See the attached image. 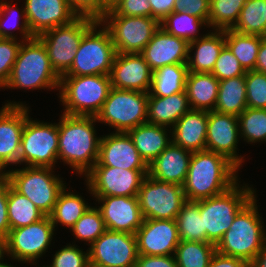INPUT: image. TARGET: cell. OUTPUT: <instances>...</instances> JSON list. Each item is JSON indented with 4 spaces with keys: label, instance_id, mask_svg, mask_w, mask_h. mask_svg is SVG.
Masks as SVG:
<instances>
[{
    "label": "cell",
    "instance_id": "57",
    "mask_svg": "<svg viewBox=\"0 0 266 267\" xmlns=\"http://www.w3.org/2000/svg\"><path fill=\"white\" fill-rule=\"evenodd\" d=\"M121 0H99L101 7L107 12L113 10Z\"/></svg>",
    "mask_w": 266,
    "mask_h": 267
},
{
    "label": "cell",
    "instance_id": "11",
    "mask_svg": "<svg viewBox=\"0 0 266 267\" xmlns=\"http://www.w3.org/2000/svg\"><path fill=\"white\" fill-rule=\"evenodd\" d=\"M96 22L93 18L78 16L71 23L55 27L38 36L47 49L53 70L60 78L72 66L83 35Z\"/></svg>",
    "mask_w": 266,
    "mask_h": 267
},
{
    "label": "cell",
    "instance_id": "34",
    "mask_svg": "<svg viewBox=\"0 0 266 267\" xmlns=\"http://www.w3.org/2000/svg\"><path fill=\"white\" fill-rule=\"evenodd\" d=\"M17 5L13 0H0V38L27 41L34 36L27 24L24 5Z\"/></svg>",
    "mask_w": 266,
    "mask_h": 267
},
{
    "label": "cell",
    "instance_id": "1",
    "mask_svg": "<svg viewBox=\"0 0 266 267\" xmlns=\"http://www.w3.org/2000/svg\"><path fill=\"white\" fill-rule=\"evenodd\" d=\"M59 117L58 162L69 166L73 175L83 178L97 163L99 156L102 135H97V118L62 112Z\"/></svg>",
    "mask_w": 266,
    "mask_h": 267
},
{
    "label": "cell",
    "instance_id": "30",
    "mask_svg": "<svg viewBox=\"0 0 266 267\" xmlns=\"http://www.w3.org/2000/svg\"><path fill=\"white\" fill-rule=\"evenodd\" d=\"M219 80L212 73L188 72L185 91L191 109L214 111Z\"/></svg>",
    "mask_w": 266,
    "mask_h": 267
},
{
    "label": "cell",
    "instance_id": "53",
    "mask_svg": "<svg viewBox=\"0 0 266 267\" xmlns=\"http://www.w3.org/2000/svg\"><path fill=\"white\" fill-rule=\"evenodd\" d=\"M152 8V18L159 23L174 11L176 0H148Z\"/></svg>",
    "mask_w": 266,
    "mask_h": 267
},
{
    "label": "cell",
    "instance_id": "12",
    "mask_svg": "<svg viewBox=\"0 0 266 267\" xmlns=\"http://www.w3.org/2000/svg\"><path fill=\"white\" fill-rule=\"evenodd\" d=\"M55 234L50 216L28 226L11 229L6 237L8 258L21 266L38 263L47 256L48 249L52 251L50 247L55 243Z\"/></svg>",
    "mask_w": 266,
    "mask_h": 267
},
{
    "label": "cell",
    "instance_id": "47",
    "mask_svg": "<svg viewBox=\"0 0 266 267\" xmlns=\"http://www.w3.org/2000/svg\"><path fill=\"white\" fill-rule=\"evenodd\" d=\"M23 41L0 38V91L8 81Z\"/></svg>",
    "mask_w": 266,
    "mask_h": 267
},
{
    "label": "cell",
    "instance_id": "40",
    "mask_svg": "<svg viewBox=\"0 0 266 267\" xmlns=\"http://www.w3.org/2000/svg\"><path fill=\"white\" fill-rule=\"evenodd\" d=\"M216 245L208 242L180 241L174 257L177 267H208Z\"/></svg>",
    "mask_w": 266,
    "mask_h": 267
},
{
    "label": "cell",
    "instance_id": "6",
    "mask_svg": "<svg viewBox=\"0 0 266 267\" xmlns=\"http://www.w3.org/2000/svg\"><path fill=\"white\" fill-rule=\"evenodd\" d=\"M242 181L240 179L220 195L198 200L208 243L217 245L229 230L236 214L256 195L257 188Z\"/></svg>",
    "mask_w": 266,
    "mask_h": 267
},
{
    "label": "cell",
    "instance_id": "58",
    "mask_svg": "<svg viewBox=\"0 0 266 267\" xmlns=\"http://www.w3.org/2000/svg\"><path fill=\"white\" fill-rule=\"evenodd\" d=\"M8 253H7V240L0 239V264L7 260Z\"/></svg>",
    "mask_w": 266,
    "mask_h": 267
},
{
    "label": "cell",
    "instance_id": "28",
    "mask_svg": "<svg viewBox=\"0 0 266 267\" xmlns=\"http://www.w3.org/2000/svg\"><path fill=\"white\" fill-rule=\"evenodd\" d=\"M127 133L148 165L172 143V130L166 126L145 123Z\"/></svg>",
    "mask_w": 266,
    "mask_h": 267
},
{
    "label": "cell",
    "instance_id": "29",
    "mask_svg": "<svg viewBox=\"0 0 266 267\" xmlns=\"http://www.w3.org/2000/svg\"><path fill=\"white\" fill-rule=\"evenodd\" d=\"M186 91L171 96H148L147 123L172 128L190 110Z\"/></svg>",
    "mask_w": 266,
    "mask_h": 267
},
{
    "label": "cell",
    "instance_id": "19",
    "mask_svg": "<svg viewBox=\"0 0 266 267\" xmlns=\"http://www.w3.org/2000/svg\"><path fill=\"white\" fill-rule=\"evenodd\" d=\"M100 210L106 229L136 234L143 223L138 196H91Z\"/></svg>",
    "mask_w": 266,
    "mask_h": 267
},
{
    "label": "cell",
    "instance_id": "20",
    "mask_svg": "<svg viewBox=\"0 0 266 267\" xmlns=\"http://www.w3.org/2000/svg\"><path fill=\"white\" fill-rule=\"evenodd\" d=\"M110 130L101 136L98 160L93 167L148 170V164L140 156L129 134Z\"/></svg>",
    "mask_w": 266,
    "mask_h": 267
},
{
    "label": "cell",
    "instance_id": "5",
    "mask_svg": "<svg viewBox=\"0 0 266 267\" xmlns=\"http://www.w3.org/2000/svg\"><path fill=\"white\" fill-rule=\"evenodd\" d=\"M111 89L110 75L62 76L59 93L62 113L96 117Z\"/></svg>",
    "mask_w": 266,
    "mask_h": 267
},
{
    "label": "cell",
    "instance_id": "46",
    "mask_svg": "<svg viewBox=\"0 0 266 267\" xmlns=\"http://www.w3.org/2000/svg\"><path fill=\"white\" fill-rule=\"evenodd\" d=\"M211 73L220 81L245 75L246 70L239 63L229 47L225 45Z\"/></svg>",
    "mask_w": 266,
    "mask_h": 267
},
{
    "label": "cell",
    "instance_id": "13",
    "mask_svg": "<svg viewBox=\"0 0 266 267\" xmlns=\"http://www.w3.org/2000/svg\"><path fill=\"white\" fill-rule=\"evenodd\" d=\"M99 21L110 32L117 53H141L160 27L146 16L104 15Z\"/></svg>",
    "mask_w": 266,
    "mask_h": 267
},
{
    "label": "cell",
    "instance_id": "62",
    "mask_svg": "<svg viewBox=\"0 0 266 267\" xmlns=\"http://www.w3.org/2000/svg\"><path fill=\"white\" fill-rule=\"evenodd\" d=\"M68 2H69V4H70V6H71V8L74 10V12H75V0H68Z\"/></svg>",
    "mask_w": 266,
    "mask_h": 267
},
{
    "label": "cell",
    "instance_id": "23",
    "mask_svg": "<svg viewBox=\"0 0 266 267\" xmlns=\"http://www.w3.org/2000/svg\"><path fill=\"white\" fill-rule=\"evenodd\" d=\"M152 75L141 53H117L110 73L111 87L149 93Z\"/></svg>",
    "mask_w": 266,
    "mask_h": 267
},
{
    "label": "cell",
    "instance_id": "39",
    "mask_svg": "<svg viewBox=\"0 0 266 267\" xmlns=\"http://www.w3.org/2000/svg\"><path fill=\"white\" fill-rule=\"evenodd\" d=\"M231 29L241 34L266 37V0H246Z\"/></svg>",
    "mask_w": 266,
    "mask_h": 267
},
{
    "label": "cell",
    "instance_id": "22",
    "mask_svg": "<svg viewBox=\"0 0 266 267\" xmlns=\"http://www.w3.org/2000/svg\"><path fill=\"white\" fill-rule=\"evenodd\" d=\"M23 1L27 24L34 37L55 27L67 25L78 17L68 0Z\"/></svg>",
    "mask_w": 266,
    "mask_h": 267
},
{
    "label": "cell",
    "instance_id": "60",
    "mask_svg": "<svg viewBox=\"0 0 266 267\" xmlns=\"http://www.w3.org/2000/svg\"><path fill=\"white\" fill-rule=\"evenodd\" d=\"M86 267H106V266H102V265L96 264V263L91 262V261L88 260V263H87Z\"/></svg>",
    "mask_w": 266,
    "mask_h": 267
},
{
    "label": "cell",
    "instance_id": "15",
    "mask_svg": "<svg viewBox=\"0 0 266 267\" xmlns=\"http://www.w3.org/2000/svg\"><path fill=\"white\" fill-rule=\"evenodd\" d=\"M30 109L25 101L10 99L5 100L0 107V173L19 166L23 127L31 115L32 109Z\"/></svg>",
    "mask_w": 266,
    "mask_h": 267
},
{
    "label": "cell",
    "instance_id": "45",
    "mask_svg": "<svg viewBox=\"0 0 266 267\" xmlns=\"http://www.w3.org/2000/svg\"><path fill=\"white\" fill-rule=\"evenodd\" d=\"M247 107L266 109V74L248 70L245 74Z\"/></svg>",
    "mask_w": 266,
    "mask_h": 267
},
{
    "label": "cell",
    "instance_id": "10",
    "mask_svg": "<svg viewBox=\"0 0 266 267\" xmlns=\"http://www.w3.org/2000/svg\"><path fill=\"white\" fill-rule=\"evenodd\" d=\"M148 92L116 89L111 87L107 99L96 116L113 132H127L147 123Z\"/></svg>",
    "mask_w": 266,
    "mask_h": 267
},
{
    "label": "cell",
    "instance_id": "17",
    "mask_svg": "<svg viewBox=\"0 0 266 267\" xmlns=\"http://www.w3.org/2000/svg\"><path fill=\"white\" fill-rule=\"evenodd\" d=\"M88 248L89 261L106 267H135L137 239L135 234L106 229Z\"/></svg>",
    "mask_w": 266,
    "mask_h": 267
},
{
    "label": "cell",
    "instance_id": "50",
    "mask_svg": "<svg viewBox=\"0 0 266 267\" xmlns=\"http://www.w3.org/2000/svg\"><path fill=\"white\" fill-rule=\"evenodd\" d=\"M10 181L5 173H0V236L7 237L10 231L7 201Z\"/></svg>",
    "mask_w": 266,
    "mask_h": 267
},
{
    "label": "cell",
    "instance_id": "52",
    "mask_svg": "<svg viewBox=\"0 0 266 267\" xmlns=\"http://www.w3.org/2000/svg\"><path fill=\"white\" fill-rule=\"evenodd\" d=\"M135 267H177V263L174 255L149 256L138 254Z\"/></svg>",
    "mask_w": 266,
    "mask_h": 267
},
{
    "label": "cell",
    "instance_id": "33",
    "mask_svg": "<svg viewBox=\"0 0 266 267\" xmlns=\"http://www.w3.org/2000/svg\"><path fill=\"white\" fill-rule=\"evenodd\" d=\"M188 74L187 63L166 65L153 71L149 96H171L184 92Z\"/></svg>",
    "mask_w": 266,
    "mask_h": 267
},
{
    "label": "cell",
    "instance_id": "8",
    "mask_svg": "<svg viewBox=\"0 0 266 267\" xmlns=\"http://www.w3.org/2000/svg\"><path fill=\"white\" fill-rule=\"evenodd\" d=\"M116 54L110 32L97 21L83 35L74 62L64 76L110 75Z\"/></svg>",
    "mask_w": 266,
    "mask_h": 267
},
{
    "label": "cell",
    "instance_id": "54",
    "mask_svg": "<svg viewBox=\"0 0 266 267\" xmlns=\"http://www.w3.org/2000/svg\"><path fill=\"white\" fill-rule=\"evenodd\" d=\"M208 267H249L244 260L215 252Z\"/></svg>",
    "mask_w": 266,
    "mask_h": 267
},
{
    "label": "cell",
    "instance_id": "9",
    "mask_svg": "<svg viewBox=\"0 0 266 267\" xmlns=\"http://www.w3.org/2000/svg\"><path fill=\"white\" fill-rule=\"evenodd\" d=\"M59 133L57 122L52 123L29 115L23 127L19 166L50 167L58 163Z\"/></svg>",
    "mask_w": 266,
    "mask_h": 267
},
{
    "label": "cell",
    "instance_id": "26",
    "mask_svg": "<svg viewBox=\"0 0 266 267\" xmlns=\"http://www.w3.org/2000/svg\"><path fill=\"white\" fill-rule=\"evenodd\" d=\"M208 111L190 109L171 128L172 142L191 152L206 150Z\"/></svg>",
    "mask_w": 266,
    "mask_h": 267
},
{
    "label": "cell",
    "instance_id": "49",
    "mask_svg": "<svg viewBox=\"0 0 266 267\" xmlns=\"http://www.w3.org/2000/svg\"><path fill=\"white\" fill-rule=\"evenodd\" d=\"M210 0H176L174 11H182L199 19L204 20L208 24L210 15Z\"/></svg>",
    "mask_w": 266,
    "mask_h": 267
},
{
    "label": "cell",
    "instance_id": "2",
    "mask_svg": "<svg viewBox=\"0 0 266 267\" xmlns=\"http://www.w3.org/2000/svg\"><path fill=\"white\" fill-rule=\"evenodd\" d=\"M239 169L223 155L209 150L192 153L183 191L186 201L220 195L240 179Z\"/></svg>",
    "mask_w": 266,
    "mask_h": 267
},
{
    "label": "cell",
    "instance_id": "3",
    "mask_svg": "<svg viewBox=\"0 0 266 267\" xmlns=\"http://www.w3.org/2000/svg\"><path fill=\"white\" fill-rule=\"evenodd\" d=\"M60 79L50 64L45 45L34 37L22 42L10 77L1 89L59 92Z\"/></svg>",
    "mask_w": 266,
    "mask_h": 267
},
{
    "label": "cell",
    "instance_id": "41",
    "mask_svg": "<svg viewBox=\"0 0 266 267\" xmlns=\"http://www.w3.org/2000/svg\"><path fill=\"white\" fill-rule=\"evenodd\" d=\"M238 122L240 137L245 145L266 143V109L247 107L238 116Z\"/></svg>",
    "mask_w": 266,
    "mask_h": 267
},
{
    "label": "cell",
    "instance_id": "16",
    "mask_svg": "<svg viewBox=\"0 0 266 267\" xmlns=\"http://www.w3.org/2000/svg\"><path fill=\"white\" fill-rule=\"evenodd\" d=\"M148 170H124L115 167H93L85 176L90 196H138Z\"/></svg>",
    "mask_w": 266,
    "mask_h": 267
},
{
    "label": "cell",
    "instance_id": "42",
    "mask_svg": "<svg viewBox=\"0 0 266 267\" xmlns=\"http://www.w3.org/2000/svg\"><path fill=\"white\" fill-rule=\"evenodd\" d=\"M105 230L102 214L96 205H93L76 221L69 232L75 238L72 244L84 241L85 246H90Z\"/></svg>",
    "mask_w": 266,
    "mask_h": 267
},
{
    "label": "cell",
    "instance_id": "56",
    "mask_svg": "<svg viewBox=\"0 0 266 267\" xmlns=\"http://www.w3.org/2000/svg\"><path fill=\"white\" fill-rule=\"evenodd\" d=\"M249 267H266V243L257 256L249 264Z\"/></svg>",
    "mask_w": 266,
    "mask_h": 267
},
{
    "label": "cell",
    "instance_id": "21",
    "mask_svg": "<svg viewBox=\"0 0 266 267\" xmlns=\"http://www.w3.org/2000/svg\"><path fill=\"white\" fill-rule=\"evenodd\" d=\"M135 235L139 255H174L180 243L176 219H144Z\"/></svg>",
    "mask_w": 266,
    "mask_h": 267
},
{
    "label": "cell",
    "instance_id": "32",
    "mask_svg": "<svg viewBox=\"0 0 266 267\" xmlns=\"http://www.w3.org/2000/svg\"><path fill=\"white\" fill-rule=\"evenodd\" d=\"M247 108L245 75L219 81L215 112L239 116Z\"/></svg>",
    "mask_w": 266,
    "mask_h": 267
},
{
    "label": "cell",
    "instance_id": "61",
    "mask_svg": "<svg viewBox=\"0 0 266 267\" xmlns=\"http://www.w3.org/2000/svg\"><path fill=\"white\" fill-rule=\"evenodd\" d=\"M34 266V267H49V265H47L46 263H44V265H42V263L40 264L39 262L38 263H30V264H27V266ZM37 265V266H36ZM42 265V266H41Z\"/></svg>",
    "mask_w": 266,
    "mask_h": 267
},
{
    "label": "cell",
    "instance_id": "43",
    "mask_svg": "<svg viewBox=\"0 0 266 267\" xmlns=\"http://www.w3.org/2000/svg\"><path fill=\"white\" fill-rule=\"evenodd\" d=\"M246 0H210L209 30L231 29Z\"/></svg>",
    "mask_w": 266,
    "mask_h": 267
},
{
    "label": "cell",
    "instance_id": "27",
    "mask_svg": "<svg viewBox=\"0 0 266 267\" xmlns=\"http://www.w3.org/2000/svg\"><path fill=\"white\" fill-rule=\"evenodd\" d=\"M225 45V30H209L203 37L189 42L188 72L211 73Z\"/></svg>",
    "mask_w": 266,
    "mask_h": 267
},
{
    "label": "cell",
    "instance_id": "36",
    "mask_svg": "<svg viewBox=\"0 0 266 267\" xmlns=\"http://www.w3.org/2000/svg\"><path fill=\"white\" fill-rule=\"evenodd\" d=\"M160 27L167 33L185 39L188 42L203 37L209 31L208 24L204 20L182 11H173L167 15L160 22ZM205 27L208 28L207 31ZM202 29L206 31L205 33L203 31V34L200 33Z\"/></svg>",
    "mask_w": 266,
    "mask_h": 267
},
{
    "label": "cell",
    "instance_id": "48",
    "mask_svg": "<svg viewBox=\"0 0 266 267\" xmlns=\"http://www.w3.org/2000/svg\"><path fill=\"white\" fill-rule=\"evenodd\" d=\"M105 15L146 16L152 17V8L148 0H121Z\"/></svg>",
    "mask_w": 266,
    "mask_h": 267
},
{
    "label": "cell",
    "instance_id": "7",
    "mask_svg": "<svg viewBox=\"0 0 266 267\" xmlns=\"http://www.w3.org/2000/svg\"><path fill=\"white\" fill-rule=\"evenodd\" d=\"M17 166L5 172L10 185L31 200L46 216L54 209L59 193L66 181L50 167ZM62 177V178H61Z\"/></svg>",
    "mask_w": 266,
    "mask_h": 267
},
{
    "label": "cell",
    "instance_id": "24",
    "mask_svg": "<svg viewBox=\"0 0 266 267\" xmlns=\"http://www.w3.org/2000/svg\"><path fill=\"white\" fill-rule=\"evenodd\" d=\"M189 42L159 27L141 54L152 71L179 63H187Z\"/></svg>",
    "mask_w": 266,
    "mask_h": 267
},
{
    "label": "cell",
    "instance_id": "44",
    "mask_svg": "<svg viewBox=\"0 0 266 267\" xmlns=\"http://www.w3.org/2000/svg\"><path fill=\"white\" fill-rule=\"evenodd\" d=\"M87 249V250H86ZM77 244L66 243L60 249L53 251L49 267H86L89 257L88 248Z\"/></svg>",
    "mask_w": 266,
    "mask_h": 267
},
{
    "label": "cell",
    "instance_id": "14",
    "mask_svg": "<svg viewBox=\"0 0 266 267\" xmlns=\"http://www.w3.org/2000/svg\"><path fill=\"white\" fill-rule=\"evenodd\" d=\"M138 201L144 219L174 220L186 198L183 186L146 175L138 192Z\"/></svg>",
    "mask_w": 266,
    "mask_h": 267
},
{
    "label": "cell",
    "instance_id": "25",
    "mask_svg": "<svg viewBox=\"0 0 266 267\" xmlns=\"http://www.w3.org/2000/svg\"><path fill=\"white\" fill-rule=\"evenodd\" d=\"M192 153L172 142L148 165V176L161 182L183 186Z\"/></svg>",
    "mask_w": 266,
    "mask_h": 267
},
{
    "label": "cell",
    "instance_id": "59",
    "mask_svg": "<svg viewBox=\"0 0 266 267\" xmlns=\"http://www.w3.org/2000/svg\"><path fill=\"white\" fill-rule=\"evenodd\" d=\"M9 261H11L12 262V264L9 262ZM8 262V263H7ZM14 262H16V261H14V260H12V259H10L9 260V258H8V260H5L4 262H2L1 264H0V267H19L16 263H15V265L13 264Z\"/></svg>",
    "mask_w": 266,
    "mask_h": 267
},
{
    "label": "cell",
    "instance_id": "35",
    "mask_svg": "<svg viewBox=\"0 0 266 267\" xmlns=\"http://www.w3.org/2000/svg\"><path fill=\"white\" fill-rule=\"evenodd\" d=\"M7 213L10 230L36 223L46 216L31 200L11 185L8 187Z\"/></svg>",
    "mask_w": 266,
    "mask_h": 267
},
{
    "label": "cell",
    "instance_id": "37",
    "mask_svg": "<svg viewBox=\"0 0 266 267\" xmlns=\"http://www.w3.org/2000/svg\"><path fill=\"white\" fill-rule=\"evenodd\" d=\"M263 36L241 34L225 29V42L246 71L254 70Z\"/></svg>",
    "mask_w": 266,
    "mask_h": 267
},
{
    "label": "cell",
    "instance_id": "38",
    "mask_svg": "<svg viewBox=\"0 0 266 267\" xmlns=\"http://www.w3.org/2000/svg\"><path fill=\"white\" fill-rule=\"evenodd\" d=\"M180 241L207 242L199 201H186L176 217Z\"/></svg>",
    "mask_w": 266,
    "mask_h": 267
},
{
    "label": "cell",
    "instance_id": "18",
    "mask_svg": "<svg viewBox=\"0 0 266 267\" xmlns=\"http://www.w3.org/2000/svg\"><path fill=\"white\" fill-rule=\"evenodd\" d=\"M240 141L238 116L208 112L206 150L223 155L240 170L248 161L245 160L246 153L243 156L239 154Z\"/></svg>",
    "mask_w": 266,
    "mask_h": 267
},
{
    "label": "cell",
    "instance_id": "4",
    "mask_svg": "<svg viewBox=\"0 0 266 267\" xmlns=\"http://www.w3.org/2000/svg\"><path fill=\"white\" fill-rule=\"evenodd\" d=\"M257 194L236 214L233 223L216 245V251L250 264L266 243V225Z\"/></svg>",
    "mask_w": 266,
    "mask_h": 267
},
{
    "label": "cell",
    "instance_id": "31",
    "mask_svg": "<svg viewBox=\"0 0 266 267\" xmlns=\"http://www.w3.org/2000/svg\"><path fill=\"white\" fill-rule=\"evenodd\" d=\"M72 189L70 186H65L58 195L53 212L49 215L55 231L58 230V225L66 227L69 231L76 221L93 205V203L91 204V202L85 200V196H82L83 193L79 194Z\"/></svg>",
    "mask_w": 266,
    "mask_h": 267
},
{
    "label": "cell",
    "instance_id": "55",
    "mask_svg": "<svg viewBox=\"0 0 266 267\" xmlns=\"http://www.w3.org/2000/svg\"><path fill=\"white\" fill-rule=\"evenodd\" d=\"M254 70L266 74V37L261 40Z\"/></svg>",
    "mask_w": 266,
    "mask_h": 267
},
{
    "label": "cell",
    "instance_id": "51",
    "mask_svg": "<svg viewBox=\"0 0 266 267\" xmlns=\"http://www.w3.org/2000/svg\"><path fill=\"white\" fill-rule=\"evenodd\" d=\"M75 13L99 21L106 13L99 0H75Z\"/></svg>",
    "mask_w": 266,
    "mask_h": 267
}]
</instances>
